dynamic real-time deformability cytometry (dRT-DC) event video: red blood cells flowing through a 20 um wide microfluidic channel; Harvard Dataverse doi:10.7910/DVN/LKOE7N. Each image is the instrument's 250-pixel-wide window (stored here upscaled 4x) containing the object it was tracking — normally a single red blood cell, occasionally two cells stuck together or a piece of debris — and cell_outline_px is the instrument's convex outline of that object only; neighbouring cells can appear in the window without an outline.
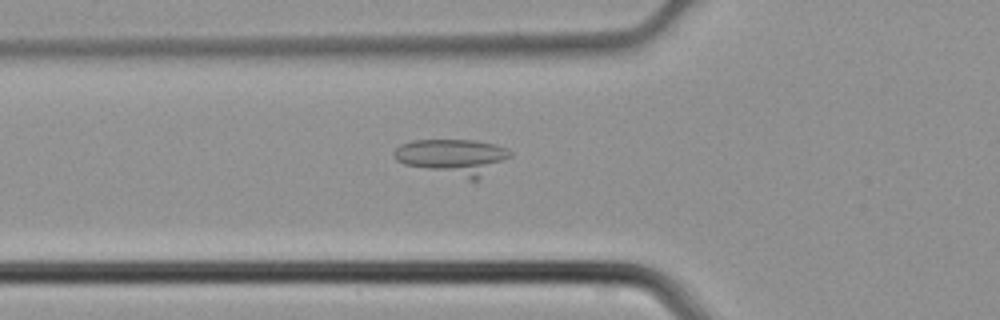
{"species": "common noctule bat (a hibernating species)", "species_latin": "Nyctalus noctula", "temperature_condition": "cold", "stored_images_in_passage": 34, "camera_frame_rate_fps": 3000, "um_per_image_px": 0.085, "animal": {"sex": "male", "body_mass_g": 21.5, "forearm_length_mm": 52.0}, "frame": {"image": 1, "passage_image": 19, "time_ms": 6.0, "image_size_px": [1000, 320], "cell_outline_px": [[512, 156], [476, 180], [468, 180], [404, 164], [396, 160], [392, 156], [392, 152], [400, 144], [412, 140], [476, 140], [496, 144], [508, 148], [512, 152]], "centroid_in_image_um": [38.49, 13.32], "position_along_channel_um": 87.3, "area_um2": 24.45}}
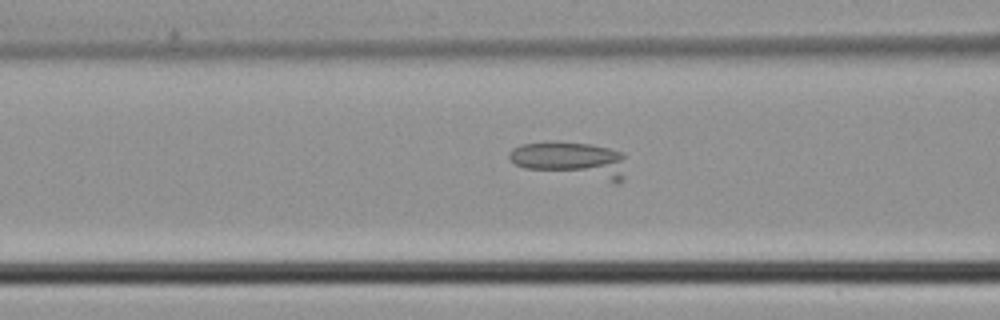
{"frame": {"image": 2, "passage_image": 21, "time_ms": 6.667, "image_size_px": [1000, 320], "cell_outline_px": [[624, 156], [620, 184], [612, 184], [524, 168], [508, 160], [508, 152], [512, 148], [520, 144], [548, 140], [552, 140], [592, 144], [624, 152]], "centroid_in_image_um": [48.5, 13.59], "position_along_channel_um": 118.1, "area_um2": 25.61}}